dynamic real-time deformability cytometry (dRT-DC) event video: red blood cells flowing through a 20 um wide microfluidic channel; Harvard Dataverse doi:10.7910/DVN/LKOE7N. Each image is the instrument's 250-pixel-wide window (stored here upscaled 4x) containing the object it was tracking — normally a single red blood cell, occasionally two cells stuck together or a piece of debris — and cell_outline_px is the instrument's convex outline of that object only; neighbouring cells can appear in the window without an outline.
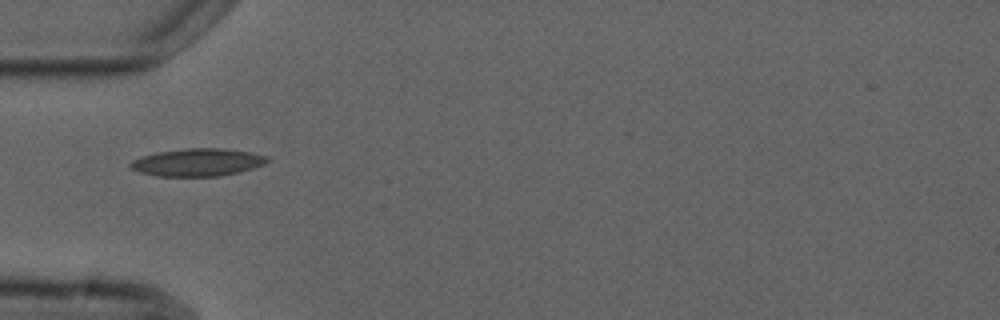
{"species": "common noctule bat (a hibernating species)", "species_latin": "Nyctalus noctula", "temperature_condition": "cold", "stored_images_in_passage": 1, "camera_frame_rate_fps": 3000, "um_per_image_px": 0.085, "animal": {"sex": "male", "forearm_length_mm": 52.5}, "frame": {"image": 1, "passage_image": 1, "time_ms": 0.0, "image_size_px": [1000, 320], "cell_outline_px": [[272, 160], [264, 164], [240, 172], [220, 176], [156, 176], [140, 172], [128, 168], [128, 164], [132, 160], [156, 152], [188, 148], [224, 148], [252, 152], [268, 156]], "centroid_in_image_um": [16.82, 13.79], "position_along_channel_um": 68.2, "area_um2": 22.25}}